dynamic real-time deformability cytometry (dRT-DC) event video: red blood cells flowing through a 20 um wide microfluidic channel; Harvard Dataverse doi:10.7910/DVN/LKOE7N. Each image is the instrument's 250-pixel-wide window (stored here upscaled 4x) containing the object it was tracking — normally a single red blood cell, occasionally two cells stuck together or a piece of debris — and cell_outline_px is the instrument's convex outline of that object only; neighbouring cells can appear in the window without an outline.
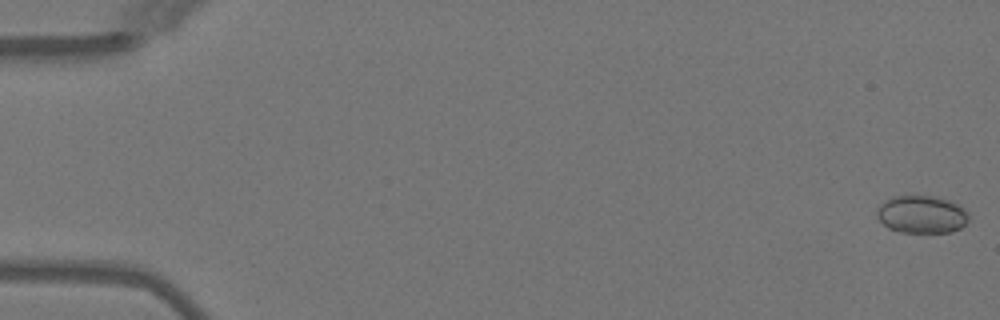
{"species": "Egyptian fruit bat (a non-hibernating species)", "species_latin": "Rousettus aegyptiacus", "temperature_condition": "warm", "stored_images_in_passage": 5, "camera_frame_rate_fps": 3000, "um_per_image_px": 0.085, "animal": {"sex": "female"}, "frame": {"image": 1, "passage_image": 1, "time_ms": 0.0, "image_size_px": [1000, 320], "cell_outline_px": [[968, 220], [960, 228], [952, 232], [896, 232], [888, 228], [876, 216], [876, 208], [884, 200], [892, 196], [936, 196], [948, 200], [964, 208], [968, 212]], "centroid_in_image_um": [78.31, 18.22], "position_along_channel_um": 6.7, "area_um2": 20.29}}
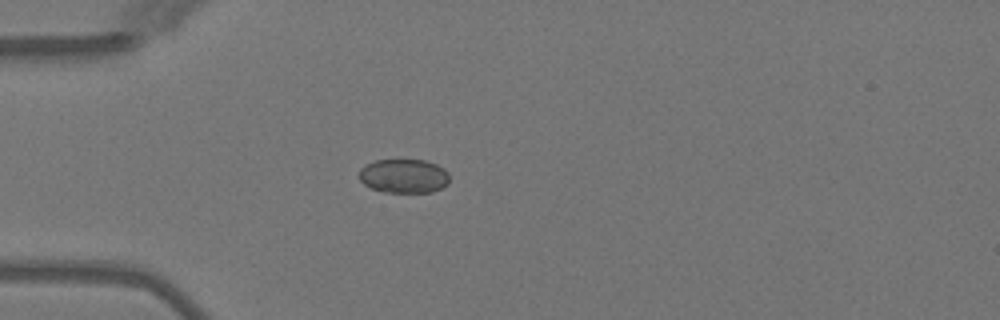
{"frame": {"image": 2, "passage_image": 5, "time_ms": 4.667, "image_size_px": [1000, 320], "cell_outline_px": [[448, 184], [432, 192], [384, 192], [372, 188], [364, 184], [360, 180], [360, 168], [364, 164], [376, 160], [424, 160], [436, 164], [444, 168], [448, 172]], "centroid_in_image_um": [34.32, 14.95], "position_along_channel_um": 50.7, "area_um2": 17.92}}